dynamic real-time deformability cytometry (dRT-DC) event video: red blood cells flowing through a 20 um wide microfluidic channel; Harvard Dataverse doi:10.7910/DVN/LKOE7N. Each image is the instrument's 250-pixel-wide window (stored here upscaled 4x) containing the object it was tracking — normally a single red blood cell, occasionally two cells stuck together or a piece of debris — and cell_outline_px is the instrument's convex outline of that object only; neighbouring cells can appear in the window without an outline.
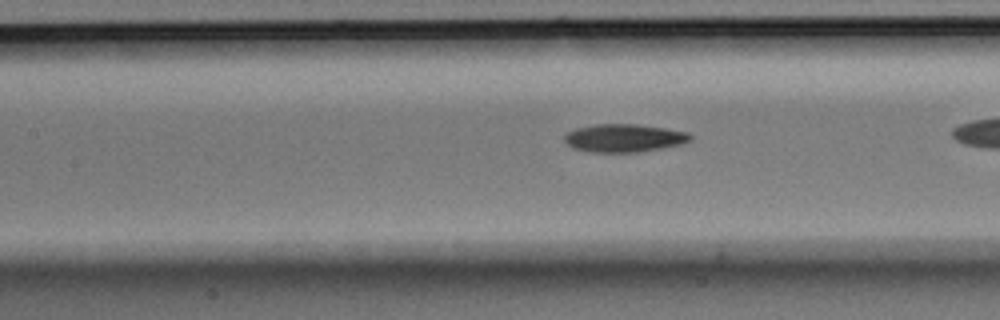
{"species": "Egyptian fruit bat (a non-hibernating species)", "species_latin": "Rousettus aegyptiacus", "temperature_condition": "room temperature", "stored_images_in_passage": 33, "camera_frame_rate_fps": 3000, "um_per_image_px": 0.085, "animal": {"sex": "male"}, "frame": {"image": 1, "passage_image": 15, "time_ms": 4.667, "image_size_px": [1000, 320], "cell_outline_px": [[692, 140], [680, 144], [664, 148], [640, 152], [588, 152], [572, 148], [564, 140], [564, 136], [568, 132], [576, 128], [596, 124], [636, 124], [664, 128], [688, 132], [692, 136]], "centroid_in_image_um": [53.05, 11.74], "position_along_channel_um": 154.4, "area_um2": 20.63}}
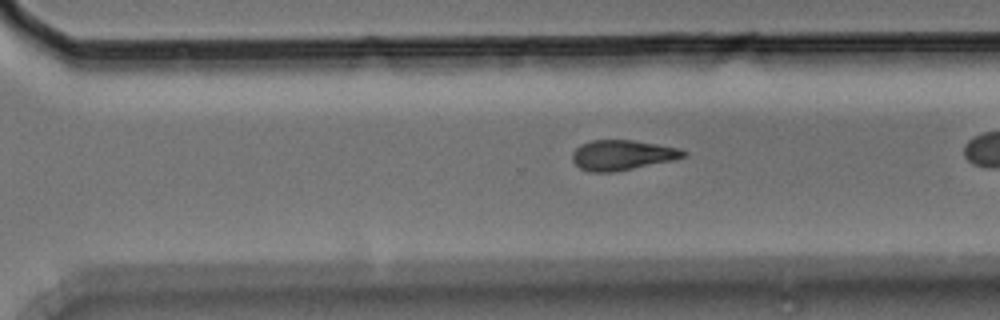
{"frame": {"image": 2, "passage_image": 28, "time_ms": 9.0, "image_size_px": [1000, 320], "cell_outline_px": [[688, 156], [672, 160], [616, 172], [592, 172], [580, 168], [572, 160], [572, 152], [580, 144], [592, 140], [632, 140], [680, 148], [688, 152]], "centroid_in_image_um": [52.9, 13.18], "position_along_channel_um": 317.7, "area_um2": 19.54}}